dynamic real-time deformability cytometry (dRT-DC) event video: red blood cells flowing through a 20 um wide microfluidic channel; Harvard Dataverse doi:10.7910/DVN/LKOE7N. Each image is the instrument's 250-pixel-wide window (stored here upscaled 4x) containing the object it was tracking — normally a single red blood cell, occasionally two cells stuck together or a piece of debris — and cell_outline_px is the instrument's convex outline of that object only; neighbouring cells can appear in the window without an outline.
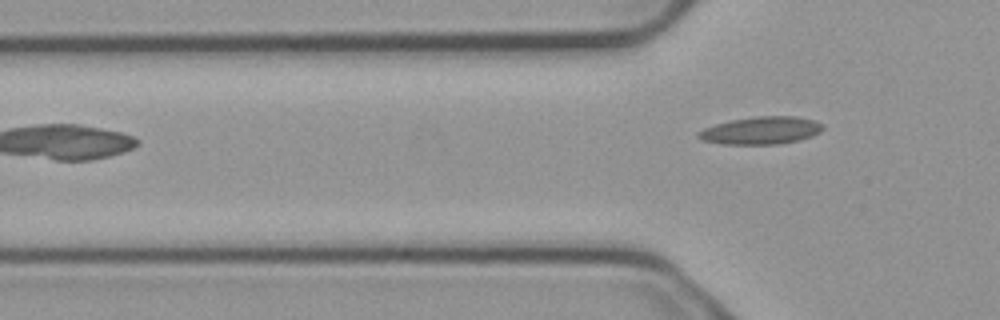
{"species": "common noctule bat (a hibernating species)", "species_latin": "Nyctalus noctula", "temperature_condition": "cold", "stored_images_in_passage": 7, "camera_frame_rate_fps": 3000, "um_per_image_px": 0.085, "animal": {"sex": "male", "body_mass_g": 23.1, "forearm_length_mm": 52.7}, "frame": {"image": 1, "passage_image": 7, "time_ms": 2.0, "image_size_px": [1000, 320], "cell_outline_px": [[824, 128], [820, 132], [812, 136], [800, 140], [780, 144], [724, 144], [700, 140], [696, 136], [696, 132], [704, 128], [716, 124], [732, 120], [756, 116], [796, 116], [812, 120], [820, 124]], "centroid_in_image_um": [64.66, 11.1], "position_along_channel_um": 61.1, "area_um2": 20.0}}